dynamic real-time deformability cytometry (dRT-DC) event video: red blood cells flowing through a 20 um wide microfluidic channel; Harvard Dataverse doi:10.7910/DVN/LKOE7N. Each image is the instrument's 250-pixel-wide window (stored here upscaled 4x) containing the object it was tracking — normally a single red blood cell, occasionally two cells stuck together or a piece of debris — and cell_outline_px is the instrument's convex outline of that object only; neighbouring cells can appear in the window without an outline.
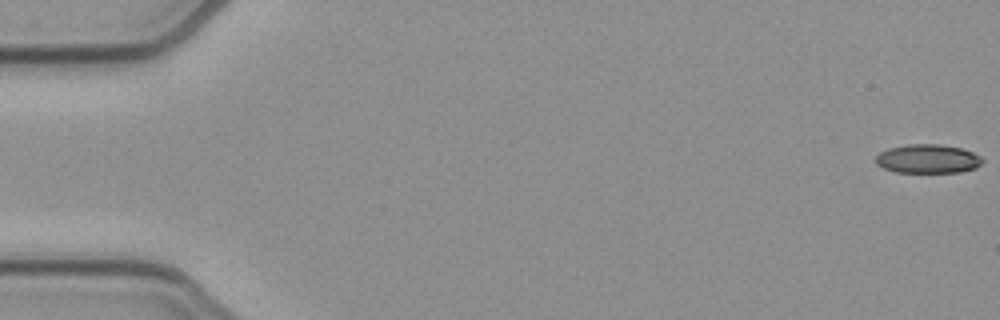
{"species": "common noctule bat (a hibernating species)", "species_latin": "Nyctalus noctula", "temperature_condition": "cold", "stored_images_in_passage": 53, "camera_frame_rate_fps": 3000, "um_per_image_px": 0.085, "animal": {"sex": "female", "body_mass_g": 21.9}, "frame": {"image": 1, "passage_image": 1, "time_ms": 0.0, "image_size_px": [1000, 320], "cell_outline_px": [[984, 160], [976, 168], [960, 172], [896, 172], [884, 168], [876, 164], [876, 156], [880, 152], [888, 148], [908, 144], [940, 144], [960, 148], [972, 152], [980, 156]], "centroid_in_image_um": [78.86, 13.5], "position_along_channel_um": 6.1, "area_um2": 17.92}}
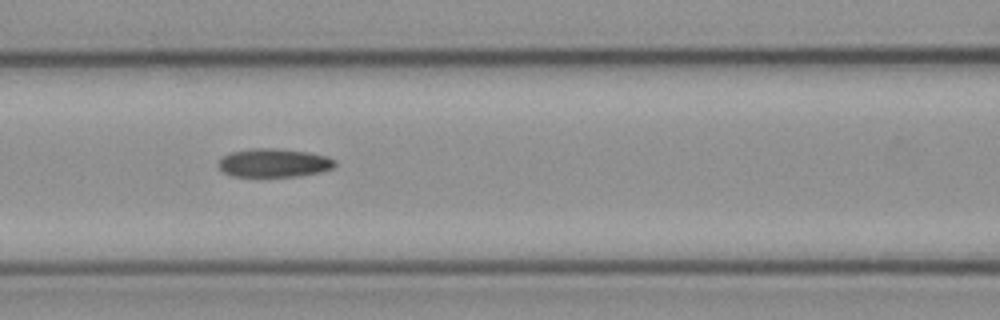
{"frame": {"image": 2, "passage_image": 23, "time_ms": 7.333, "image_size_px": [1000, 320], "cell_outline_px": [[336, 164], [332, 168], [320, 172], [300, 176], [232, 176], [224, 172], [216, 164], [224, 156], [232, 152], [252, 148], [276, 148], [308, 152], [328, 156], [336, 160]], "centroid_in_image_um": [23.31, 13.84], "position_along_channel_um": 143.3, "area_um2": 19.36}}
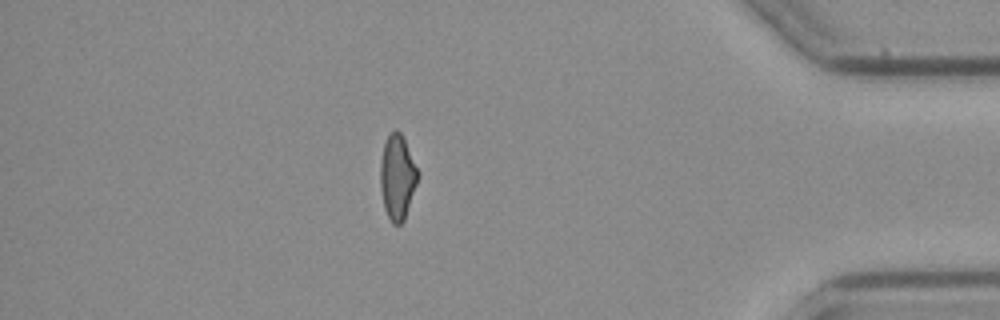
{"frame": {"image": 3, "passage_image": 46, "time_ms": 15.0, "image_size_px": [1000, 320], "cell_outline_px": [[420, 176], [404, 220], [400, 224], [392, 224], [384, 208], [380, 188], [380, 164], [384, 144], [388, 136], [396, 128], [400, 132], [420, 172]], "centroid_in_image_um": [33.79, 15.07], "position_along_channel_um": 401.4, "area_um2": 18.61}, "authors_computed_cell_mechanics": {"area_um2": 19.2474, "velocity_mm_per_s": 3.9179, "shape_relaxation_time_tau1_ms": null, "shape_relaxation_time_tau2_ms": 5.7133, "deformation_change_tau1": null, "deformation_change_tau2": 0.1342}}